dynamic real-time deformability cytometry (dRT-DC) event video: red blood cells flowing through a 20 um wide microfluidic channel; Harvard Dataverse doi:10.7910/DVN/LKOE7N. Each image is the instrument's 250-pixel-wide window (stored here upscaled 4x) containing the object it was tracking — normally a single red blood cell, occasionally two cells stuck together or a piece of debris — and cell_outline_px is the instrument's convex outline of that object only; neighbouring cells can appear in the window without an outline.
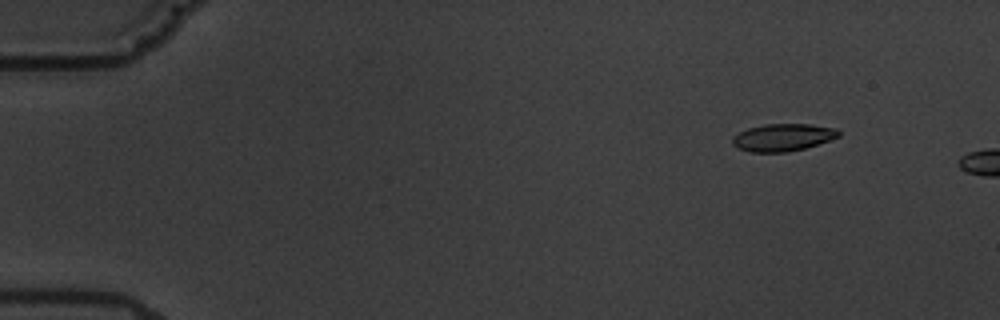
{"species": "common noctule bat (a hibernating species)", "species_latin": "Nyctalus noctula", "temperature_condition": "warm", "stored_images_in_passage": 2, "camera_frame_rate_fps": 3000, "um_per_image_px": 0.085, "animal": {"sex": "male", "body_mass_g": 19.5, "forearm_length_mm": 54.6}, "frame": {"image": 1, "passage_image": 1, "time_ms": 0.0, "image_size_px": [1000, 320], "cell_outline_px": [[840, 136], [804, 148], [788, 152], [752, 152], [740, 148], [732, 144], [732, 136], [748, 128], [764, 124], [812, 124], [836, 128], [840, 132]], "centroid_in_image_um": [66.54, 11.67], "position_along_channel_um": 18.5, "area_um2": 16.82}}